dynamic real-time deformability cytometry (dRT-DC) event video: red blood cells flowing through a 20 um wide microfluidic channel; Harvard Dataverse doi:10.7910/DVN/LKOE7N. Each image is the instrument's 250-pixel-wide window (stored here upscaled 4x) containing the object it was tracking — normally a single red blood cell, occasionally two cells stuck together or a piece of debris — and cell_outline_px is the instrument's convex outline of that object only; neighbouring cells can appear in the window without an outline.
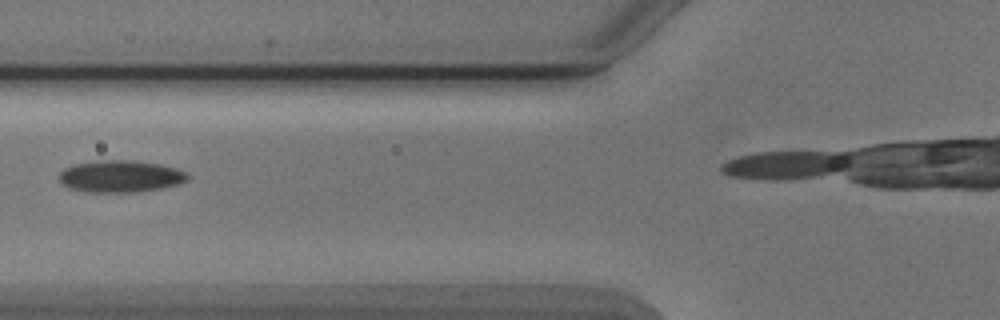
{"species": "Egyptian fruit bat (a non-hibernating species)", "species_latin": "Rousettus aegyptiacus", "temperature_condition": "cold", "stored_images_in_passage": 4, "camera_frame_rate_fps": 3000, "um_per_image_px": 0.085, "animal": {"sex": "male"}, "frame": {"image": 1, "passage_image": 2, "time_ms": 1.333, "image_size_px": [1000, 320], "cell_outline_px": [[188, 180], [176, 184], [160, 188], [136, 192], [84, 192], [68, 188], [60, 184], [60, 172], [64, 168], [76, 164], [100, 160], [132, 160], [160, 164], [176, 168], [184, 172], [188, 176]], "centroid_in_image_um": [10.19, 14.99], "position_along_channel_um": 115.6, "area_um2": 23.87}}